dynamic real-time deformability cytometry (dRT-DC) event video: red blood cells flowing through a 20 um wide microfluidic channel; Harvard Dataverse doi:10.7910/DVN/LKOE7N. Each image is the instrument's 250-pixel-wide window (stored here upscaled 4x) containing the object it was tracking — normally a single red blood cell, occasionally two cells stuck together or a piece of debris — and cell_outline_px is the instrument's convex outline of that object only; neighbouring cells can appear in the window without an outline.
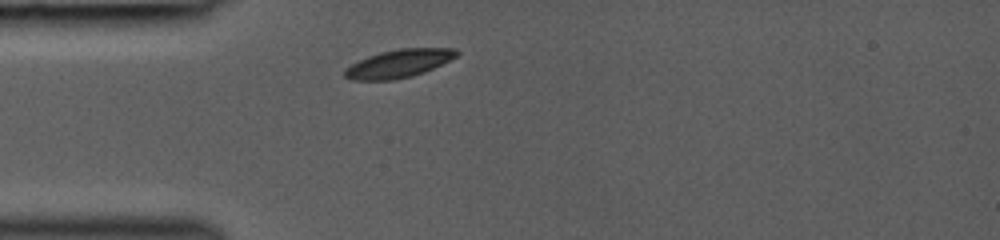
{"species": "common noctule bat (a hibernating species)", "species_latin": "Nyctalus noctula", "temperature_condition": "room temperature", "stored_images_in_passage": 3, "camera_frame_rate_fps": 3000, "um_per_image_px": 0.085, "animal": {"sex": "female", "body_mass_g": 19.0, "forearm_length_mm": 53.3}, "frame": {"image": 1, "passage_image": 1, "time_ms": 0.0, "image_size_px": [1000, 240], "cell_outline_px": [[460, 52], [456, 56], [424, 72], [412, 76], [392, 80], [352, 80], [344, 76], [344, 68], [368, 56], [380, 52], [400, 48], [456, 48]], "centroid_in_image_um": [33.87, 5.4], "position_along_channel_um": 51.1, "area_um2": 18.15}}
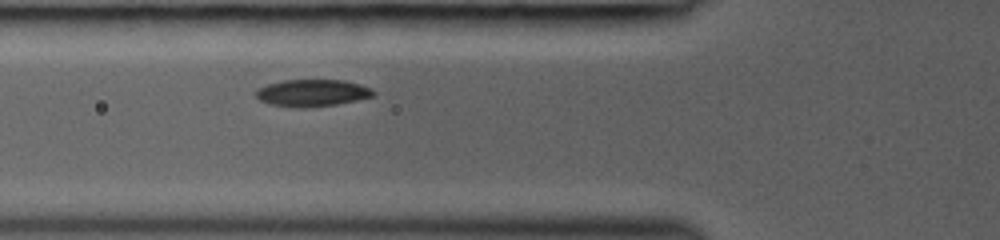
{"frame": {"image": 2, "passage_image": 3, "time_ms": 1.333, "image_size_px": [1000, 240], "cell_outline_px": [[376, 92], [372, 96], [356, 100], [336, 104], [308, 108], [296, 108], [268, 104], [260, 100], [256, 96], [256, 92], [260, 88], [268, 84], [284, 80], [344, 80], [360, 84], [372, 88]], "centroid_in_image_um": [26.55, 7.9], "position_along_channel_um": 99.3, "area_um2": 18.5}}